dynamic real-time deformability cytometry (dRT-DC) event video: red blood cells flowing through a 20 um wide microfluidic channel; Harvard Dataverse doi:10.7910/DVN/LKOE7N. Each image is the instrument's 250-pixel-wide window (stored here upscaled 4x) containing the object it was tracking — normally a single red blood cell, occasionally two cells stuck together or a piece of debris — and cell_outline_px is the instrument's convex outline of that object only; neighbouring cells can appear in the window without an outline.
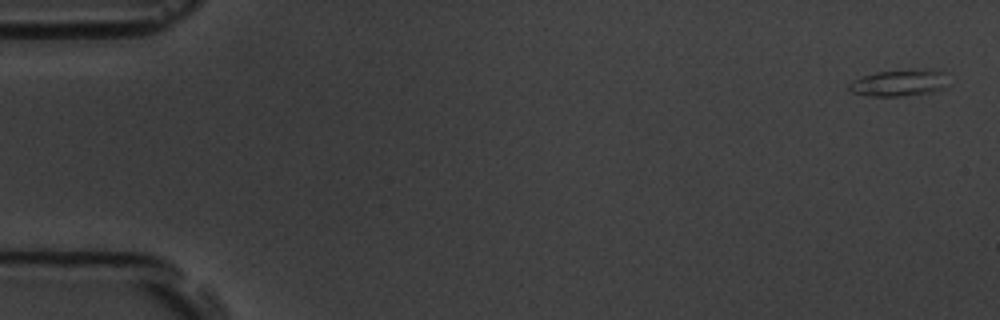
{"species": "common noctule bat (a hibernating species)", "species_latin": "Nyctalus noctula", "temperature_condition": "room temperature", "stored_images_in_passage": 5, "camera_frame_rate_fps": 3000, "um_per_image_px": 0.085, "animal": {"sex": "male", "body_mass_g": 19.5, "forearm_length_mm": 54.6}, "frame": {"image": 1, "passage_image": 1, "time_ms": 0.0, "image_size_px": [1000, 320], "cell_outline_px": [[948, 88], [932, 92], [900, 96], [872, 96], [852, 92], [848, 88], [848, 84], [852, 80], [876, 72], [924, 68], [944, 72]], "centroid_in_image_um": [76.46, 7.04], "position_along_channel_um": 8.5, "area_um2": 15.49}}
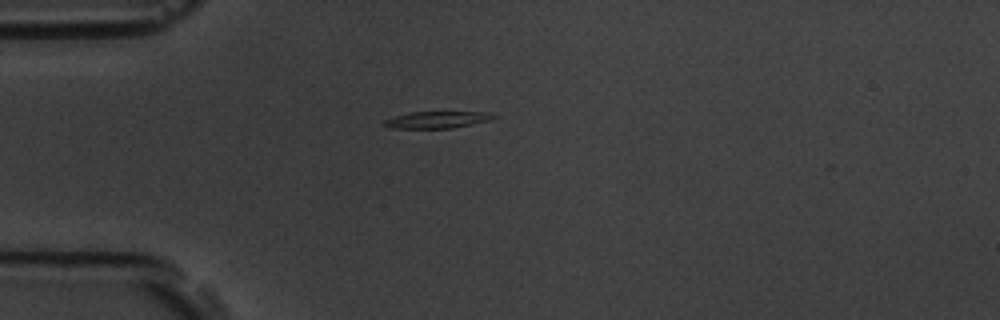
{"frame": {"image": 2, "passage_image": 5, "time_ms": 4.667, "image_size_px": [1000, 320], "cell_outline_px": [[500, 116], [492, 120], [452, 128], [392, 128], [380, 124], [384, 120], [408, 112], [488, 112]], "centroid_in_image_um": [37.19, 10.17], "position_along_channel_um": 47.8, "area_um2": 10.81}}